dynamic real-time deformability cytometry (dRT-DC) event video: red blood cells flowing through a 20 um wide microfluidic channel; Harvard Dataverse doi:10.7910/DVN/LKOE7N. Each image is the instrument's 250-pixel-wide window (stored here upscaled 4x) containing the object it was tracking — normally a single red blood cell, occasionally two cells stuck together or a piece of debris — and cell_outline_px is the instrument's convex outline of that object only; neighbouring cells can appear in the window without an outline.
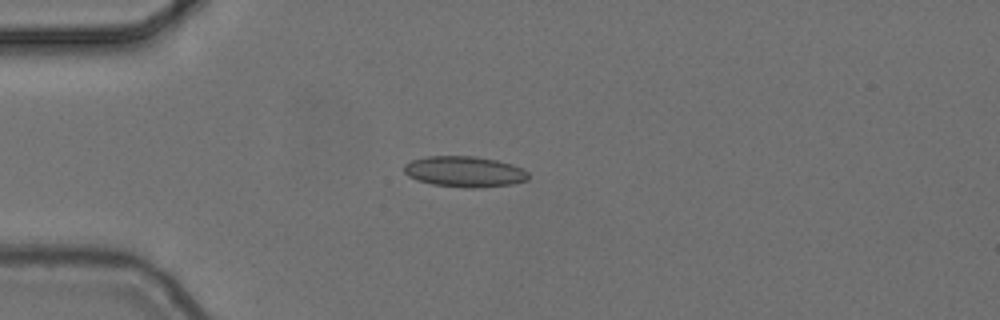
{"species": "common noctule bat (a hibernating species)", "species_latin": "Nyctalus noctula", "temperature_condition": "cold", "stored_images_in_passage": 5, "camera_frame_rate_fps": 3000, "um_per_image_px": 0.085, "animal": {"sex": "female", "body_mass_g": 24.6, "forearm_length_mm": 56.2}, "frame": {"image": 1, "passage_image": 4, "time_ms": 1.0, "image_size_px": [1000, 320], "cell_outline_px": [[528, 180], [512, 184], [480, 188], [464, 188], [432, 184], [408, 176], [404, 172], [404, 164], [412, 160], [428, 156], [476, 156], [496, 160], [512, 164], [528, 172]], "centroid_in_image_um": [39.49, 14.59], "position_along_channel_um": 45.5, "area_um2": 22.31}}